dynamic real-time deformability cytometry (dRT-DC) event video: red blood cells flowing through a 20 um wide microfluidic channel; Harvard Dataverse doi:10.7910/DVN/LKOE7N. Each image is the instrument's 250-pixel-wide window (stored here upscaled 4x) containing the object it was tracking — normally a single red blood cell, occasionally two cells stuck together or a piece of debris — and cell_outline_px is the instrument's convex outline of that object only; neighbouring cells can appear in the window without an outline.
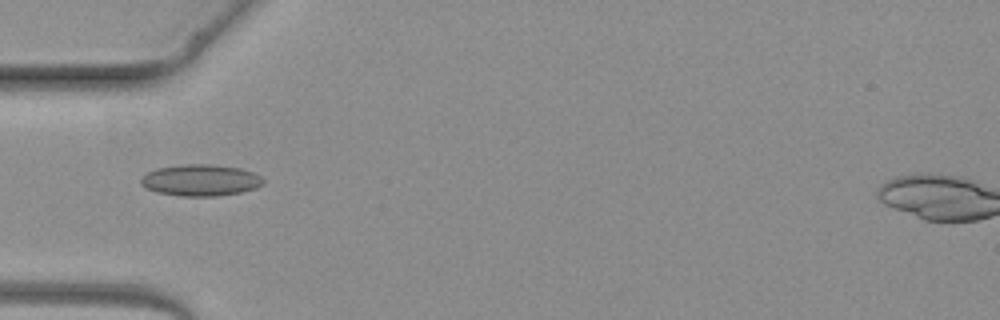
{"species": "common noctule bat (a hibernating species)", "species_latin": "Nyctalus noctula", "temperature_condition": "warm", "stored_images_in_passage": 5, "camera_frame_rate_fps": 3000, "um_per_image_px": 0.085, "animal": {"sex": "female", "body_mass_g": 19.3, "forearm_length_mm": 54.1}, "frame": {"image": 1, "passage_image": 4, "time_ms": 3.667, "image_size_px": [1000, 320], "cell_outline_px": [[264, 184], [256, 188], [240, 192], [216, 196], [180, 196], [156, 192], [140, 184], [140, 180], [148, 172], [156, 168], [180, 164], [212, 164], [240, 168], [252, 172], [260, 176], [264, 180]], "centroid_in_image_um": [17.05, 15.31], "position_along_channel_um": 67.9, "area_um2": 22.48}}
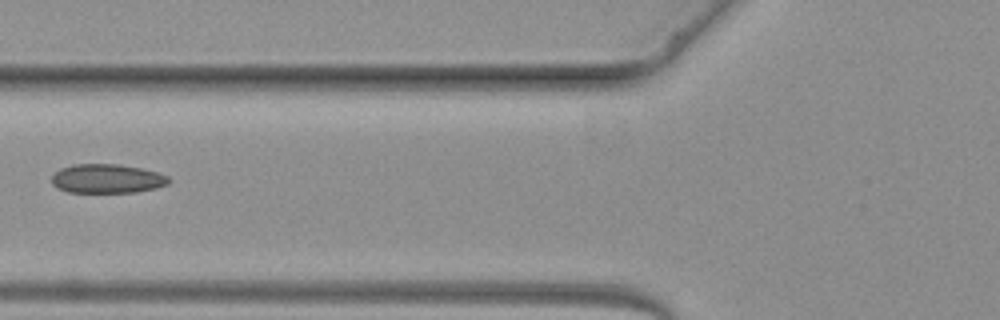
{"frame": {"image": 2, "passage_image": 5, "time_ms": 4.667, "image_size_px": [1000, 320], "cell_outline_px": [[172, 180], [168, 184], [156, 188], [136, 192], [68, 192], [56, 188], [52, 184], [52, 176], [60, 168], [72, 164], [120, 164], [140, 168], [156, 172], [168, 176]], "centroid_in_image_um": [9.1, 15.18], "position_along_channel_um": 116.7, "area_um2": 19.94}}